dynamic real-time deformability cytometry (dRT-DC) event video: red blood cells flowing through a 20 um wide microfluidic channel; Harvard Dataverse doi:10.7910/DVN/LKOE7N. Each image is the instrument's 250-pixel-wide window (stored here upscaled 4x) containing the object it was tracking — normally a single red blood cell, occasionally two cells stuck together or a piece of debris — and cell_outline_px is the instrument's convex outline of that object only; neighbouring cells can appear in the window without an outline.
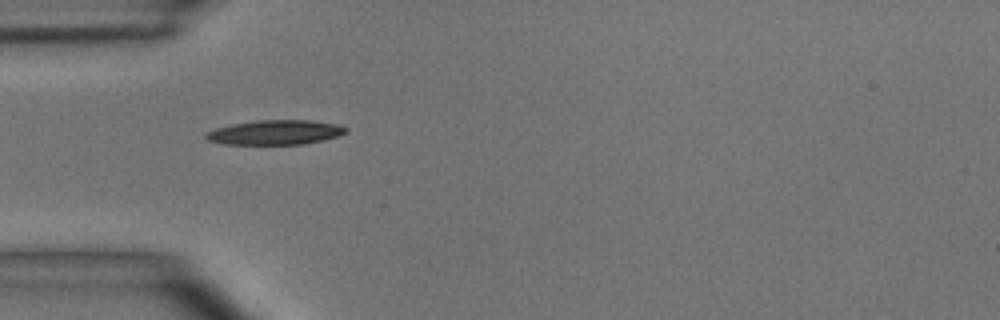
{"species": "common noctule bat (a hibernating species)", "species_latin": "Nyctalus noctula", "temperature_condition": "room temperature", "stored_images_in_passage": 8, "camera_frame_rate_fps": 3000, "um_per_image_px": 0.085, "animal": {"sex": "male", "body_mass_g": 15.6}, "frame": {"image": 1, "passage_image": 4, "time_ms": 1.0, "image_size_px": [1000, 320], "cell_outline_px": [[348, 132], [336, 136], [304, 144], [224, 144], [208, 140], [204, 136], [204, 132], [216, 128], [232, 124], [256, 120], [312, 120], [336, 124], [348, 128]], "centroid_in_image_um": [23.36, 11.24], "position_along_channel_um": 61.6, "area_um2": 20.0}}
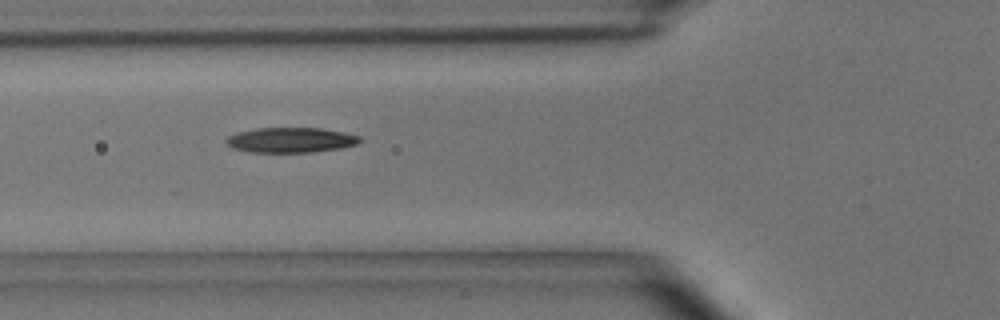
{"frame": {"image": 2, "passage_image": 5, "time_ms": 1.333, "image_size_px": [1000, 320], "cell_outline_px": [[360, 140], [356, 144], [340, 148], [312, 152], [252, 152], [232, 148], [224, 140], [228, 136], [236, 132], [256, 128], [320, 128], [344, 132], [360, 136]], "centroid_in_image_um": [24.68, 11.9], "position_along_channel_um": 101.1, "area_um2": 19.48}}